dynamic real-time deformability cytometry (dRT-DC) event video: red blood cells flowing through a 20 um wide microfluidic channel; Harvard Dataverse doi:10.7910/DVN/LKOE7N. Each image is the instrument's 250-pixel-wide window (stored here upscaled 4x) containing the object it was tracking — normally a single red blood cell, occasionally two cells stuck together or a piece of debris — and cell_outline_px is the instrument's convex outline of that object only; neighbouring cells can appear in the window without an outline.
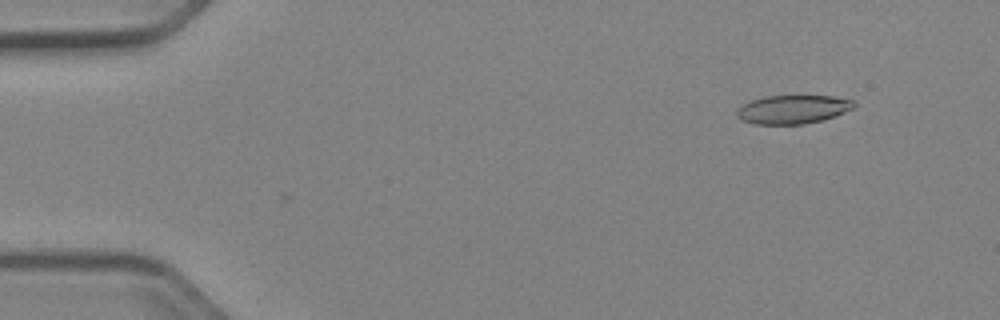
{"species": "Egyptian fruit bat (a non-hibernating species)", "species_latin": "Rousettus aegyptiacus", "temperature_condition": "cold", "stored_images_in_passage": 5, "camera_frame_rate_fps": 3000, "um_per_image_px": 0.085, "animal": {"sex": "female"}, "frame": {"image": 1, "passage_image": 5, "time_ms": 1.333, "image_size_px": [1000, 320], "cell_outline_px": [[856, 104], [852, 108], [844, 112], [820, 120], [804, 124], [756, 124], [740, 120], [736, 116], [736, 108], [752, 100], [764, 96], [832, 96], [852, 100]], "centroid_in_image_um": [67.33, 9.29], "position_along_channel_um": 17.7, "area_um2": 19.36}}